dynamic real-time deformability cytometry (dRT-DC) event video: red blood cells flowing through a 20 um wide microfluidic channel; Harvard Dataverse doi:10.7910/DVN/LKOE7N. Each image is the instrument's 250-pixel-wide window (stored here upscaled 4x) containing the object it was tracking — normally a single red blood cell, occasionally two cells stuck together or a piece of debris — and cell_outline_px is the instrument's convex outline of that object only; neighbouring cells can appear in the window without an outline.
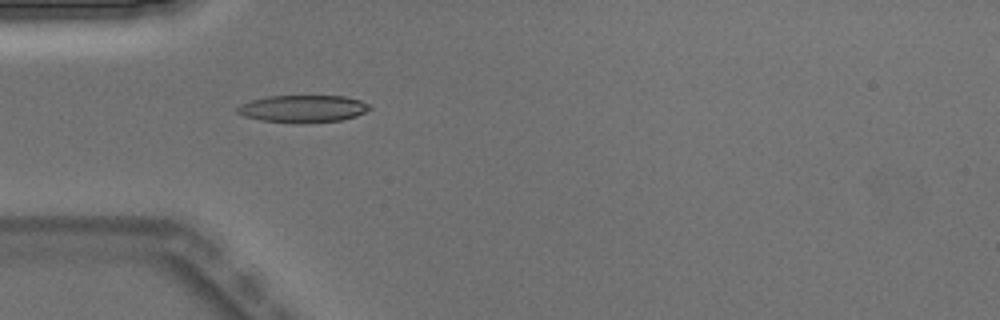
{"species": "Egyptian fruit bat (a non-hibernating species)", "species_latin": "Rousettus aegyptiacus", "temperature_condition": "warm", "stored_images_in_passage": 4, "camera_frame_rate_fps": 3000, "um_per_image_px": 0.085, "animal": {"sex": "male"}, "frame": {"image": 1, "passage_image": 4, "time_ms": 1.0, "image_size_px": [1000, 320], "cell_outline_px": [[372, 108], [356, 116], [340, 120], [300, 124], [296, 124], [260, 120], [244, 116], [236, 112], [236, 108], [240, 104], [252, 100], [268, 96], [344, 96], [360, 100], [368, 104]], "centroid_in_image_um": [25.72, 9.25], "position_along_channel_um": 59.3, "area_um2": 21.15}}